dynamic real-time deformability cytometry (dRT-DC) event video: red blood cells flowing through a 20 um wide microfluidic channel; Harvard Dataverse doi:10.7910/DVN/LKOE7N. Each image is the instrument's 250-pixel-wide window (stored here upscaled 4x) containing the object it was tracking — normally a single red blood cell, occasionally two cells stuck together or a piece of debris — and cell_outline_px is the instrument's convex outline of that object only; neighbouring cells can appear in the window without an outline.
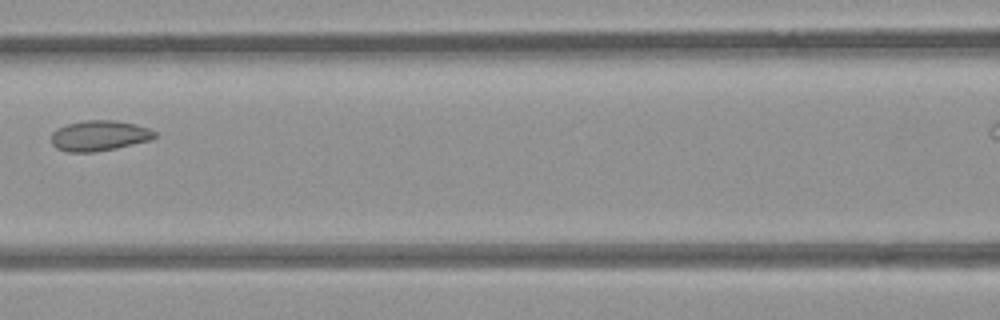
{"species": "common noctule bat (a hibernating species)", "species_latin": "Nyctalus noctula", "temperature_condition": "room temperature", "stored_images_in_passage": 4, "camera_frame_rate_fps": 3000, "um_per_image_px": 0.085, "animal": {"sex": "female", "body_mass_g": 21.9}, "frame": {"image": 1, "passage_image": 3, "time_ms": 0.667, "image_size_px": [1000, 320], "cell_outline_px": [[156, 136], [148, 140], [116, 148], [96, 152], [68, 152], [56, 148], [52, 144], [52, 132], [56, 128], [64, 124], [84, 120], [116, 120], [136, 124], [148, 128], [156, 132]], "centroid_in_image_um": [8.39, 11.52], "position_along_channel_um": 158.2, "area_um2": 18.44}}
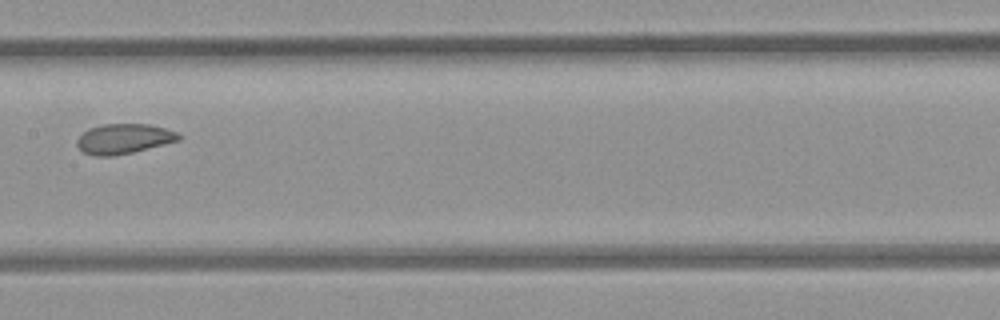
{"frame": {"image": 2, "passage_image": 4, "time_ms": 1.0, "image_size_px": [1000, 320], "cell_outline_px": [[180, 140], [132, 152], [112, 156], [92, 156], [84, 152], [76, 144], [76, 140], [88, 128], [104, 124], [148, 124], [180, 132]], "centroid_in_image_um": [10.52, 11.79], "position_along_channel_um": 196.9, "area_um2": 17.69}}